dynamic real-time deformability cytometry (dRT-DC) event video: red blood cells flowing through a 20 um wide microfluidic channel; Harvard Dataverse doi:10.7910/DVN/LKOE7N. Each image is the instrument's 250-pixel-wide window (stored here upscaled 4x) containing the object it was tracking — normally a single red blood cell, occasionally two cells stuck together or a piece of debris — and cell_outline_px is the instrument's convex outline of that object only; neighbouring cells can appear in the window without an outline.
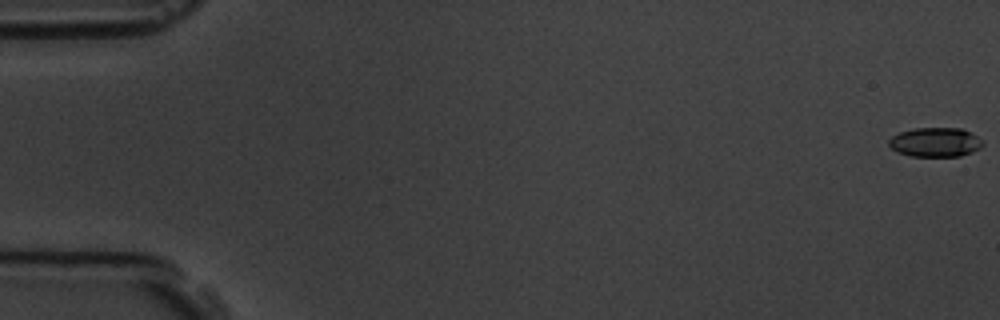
{"species": "common noctule bat (a hibernating species)", "species_latin": "Nyctalus noctula", "temperature_condition": "room temperature", "stored_images_in_passage": 5, "camera_frame_rate_fps": 3000, "um_per_image_px": 0.085, "animal": {"sex": "male", "body_mass_g": 19.5, "forearm_length_mm": 54.6}, "frame": {"image": 1, "passage_image": 1, "time_ms": 0.0, "image_size_px": [1000, 320], "cell_outline_px": [[984, 144], [980, 148], [972, 152], [960, 156], [908, 156], [896, 152], [888, 144], [888, 140], [892, 136], [900, 132], [912, 128], [960, 128], [984, 140]], "centroid_in_image_um": [79.48, 12.09], "position_along_channel_um": 5.5, "area_um2": 16.13}}
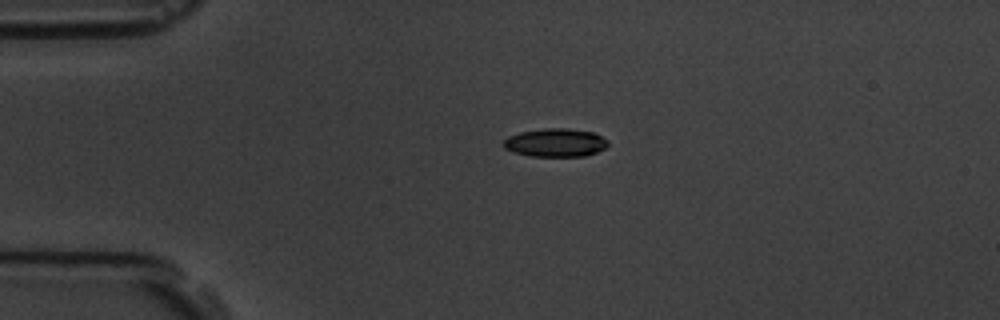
{"frame": {"image": 2, "passage_image": 4, "time_ms": 4.333, "image_size_px": [1000, 320], "cell_outline_px": [[608, 144], [604, 148], [596, 152], [584, 156], [528, 156], [512, 152], [504, 148], [500, 144], [508, 136], [520, 132], [544, 128], [568, 128], [592, 132], [608, 140]], "centroid_in_image_um": [47.15, 12.12], "position_along_channel_um": 37.8, "area_um2": 17.34}}